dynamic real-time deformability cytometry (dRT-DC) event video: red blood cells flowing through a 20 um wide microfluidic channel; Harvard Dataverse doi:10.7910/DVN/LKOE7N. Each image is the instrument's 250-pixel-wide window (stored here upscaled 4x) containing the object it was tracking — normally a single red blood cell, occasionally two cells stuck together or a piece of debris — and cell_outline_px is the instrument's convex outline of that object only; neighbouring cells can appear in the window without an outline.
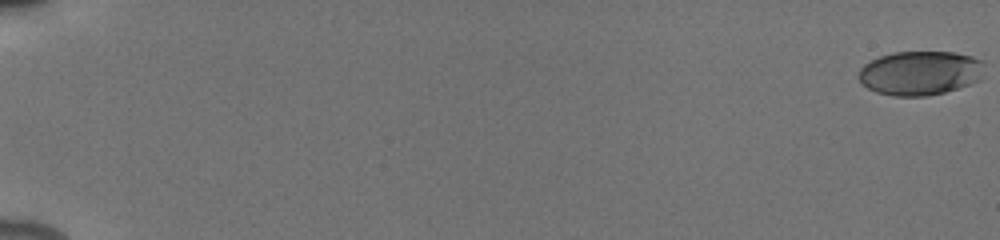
{"species": "human", "species_latin": "Homo sapiens", "temperature_condition": "cold", "stored_images_in_passage": 56, "camera_frame_rate_fps": 3000, "um_per_image_px": 0.085, "donor": {"sex": "male"}, "frame": {"image": 1, "passage_image": 1, "time_ms": 0.0, "image_size_px": [1000, 240], "cell_outline_px": [[984, 64], [980, 80], [944, 92], [928, 96], [892, 96], [876, 92], [868, 88], [856, 76], [860, 68], [864, 64], [880, 56], [892, 52], [952, 52], [972, 56], [984, 60]], "centroid_in_image_um": [78.2, 6.2], "position_along_channel_um": 6.8, "area_um2": 32.48}}
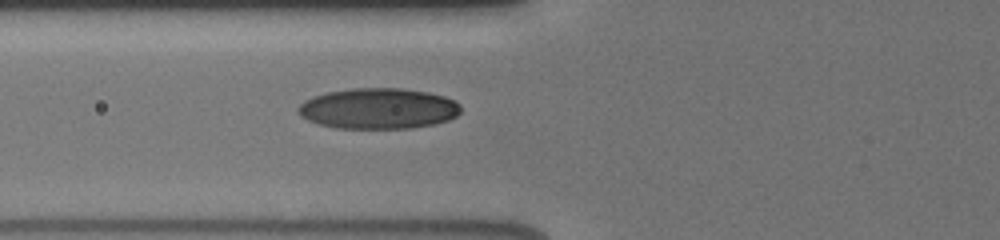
{"frame": {"image": 2, "passage_image": 24, "time_ms": 7.667, "image_size_px": [1000, 240], "cell_outline_px": [[460, 112], [456, 116], [448, 120], [432, 124], [412, 128], [336, 128], [320, 124], [308, 120], [300, 116], [296, 112], [296, 108], [304, 100], [312, 96], [328, 92], [352, 88], [400, 88], [428, 92], [444, 96], [460, 104]], "centroid_in_image_um": [32.12, 9.22], "position_along_channel_um": 93.7, "area_um2": 38.67}}
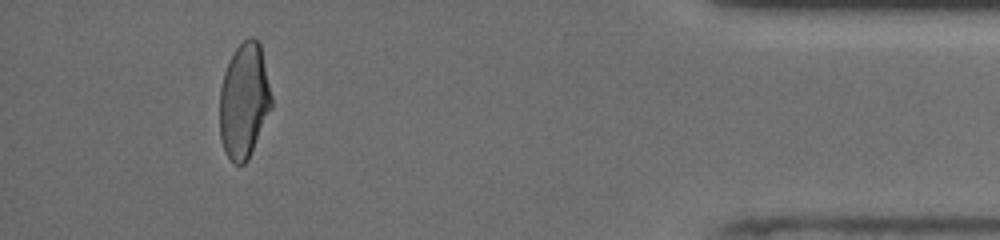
{"frame": {"image": 3, "passage_image": 52, "time_ms": 17.0, "image_size_px": [1000, 240], "cell_outline_px": [[272, 108], [248, 160], [244, 164], [236, 164], [228, 156], [224, 148], [220, 136], [220, 88], [224, 72], [236, 48], [248, 36], [252, 36], [260, 44], [272, 96]], "centroid_in_image_um": [20.76, 8.57], "position_along_channel_um": 414.4, "area_um2": 34.56}, "authors_computed_cell_mechanics": {"area_um2": 35.1713, "velocity_mm_per_s": 3.929, "shape_relaxation_time_tau1_ms": 5.1129, "shape_relaxation_time_tau2_ms": 1.2883, "deformation_change_tau1": 0.1608, "deformation_change_tau2": 0.0526}}